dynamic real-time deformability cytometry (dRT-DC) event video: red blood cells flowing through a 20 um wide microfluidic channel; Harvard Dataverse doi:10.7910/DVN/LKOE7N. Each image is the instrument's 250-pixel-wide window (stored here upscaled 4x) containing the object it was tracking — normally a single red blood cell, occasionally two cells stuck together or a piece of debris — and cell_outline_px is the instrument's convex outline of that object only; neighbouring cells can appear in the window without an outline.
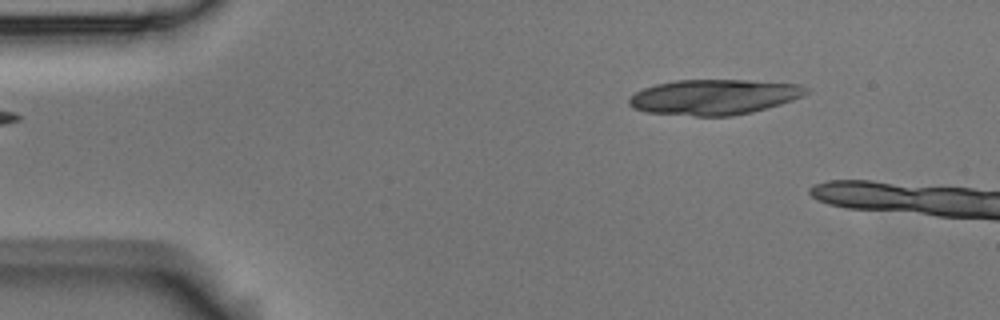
{"species": "Egyptian fruit bat (a non-hibernating species)", "species_latin": "Rousettus aegyptiacus", "temperature_condition": "room temperature", "stored_images_in_passage": 2, "camera_frame_rate_fps": 3000, "um_per_image_px": 0.085, "animal": {"sex": "male"}, "frame": {"image": 1, "passage_image": 2, "time_ms": 0.333, "image_size_px": [1000, 320], "cell_outline_px": [[812, 92], [804, 96], [780, 104], [752, 112], [732, 116], [696, 116], [648, 112], [632, 108], [628, 104], [628, 100], [636, 92], [644, 88], [656, 84], [676, 80], [748, 80], [800, 84], [808, 88]], "centroid_in_image_um": [60.73, 8.24], "position_along_channel_um": 24.3, "area_um2": 36.53}}